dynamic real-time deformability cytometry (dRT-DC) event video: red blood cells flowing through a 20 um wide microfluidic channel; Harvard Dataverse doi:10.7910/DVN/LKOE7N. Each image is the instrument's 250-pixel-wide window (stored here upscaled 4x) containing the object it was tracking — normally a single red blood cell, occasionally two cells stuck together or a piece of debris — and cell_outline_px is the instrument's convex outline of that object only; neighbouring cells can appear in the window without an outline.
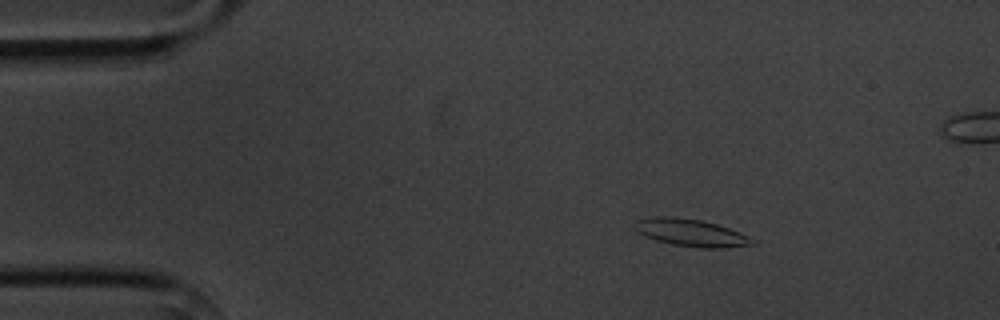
{"species": "common noctule bat (a hibernating species)", "species_latin": "Nyctalus noctula", "temperature_condition": "cold", "stored_images_in_passage": 4, "camera_frame_rate_fps": 3000, "um_per_image_px": 0.085, "animal": {"sex": "male", "body_mass_g": 20.1, "forearm_length_mm": 53.5}, "frame": {"image": 1, "passage_image": 2, "time_ms": 1.333, "image_size_px": [1000, 320], "cell_outline_px": [[756, 244], [728, 248], [700, 248], [672, 244], [656, 240], [644, 236], [636, 232], [632, 224], [636, 220], [652, 216], [668, 216], [700, 220], [716, 224], [740, 232], [756, 240]], "centroid_in_image_um": [58.71, 19.78], "position_along_channel_um": 26.3, "area_um2": 18.96}}